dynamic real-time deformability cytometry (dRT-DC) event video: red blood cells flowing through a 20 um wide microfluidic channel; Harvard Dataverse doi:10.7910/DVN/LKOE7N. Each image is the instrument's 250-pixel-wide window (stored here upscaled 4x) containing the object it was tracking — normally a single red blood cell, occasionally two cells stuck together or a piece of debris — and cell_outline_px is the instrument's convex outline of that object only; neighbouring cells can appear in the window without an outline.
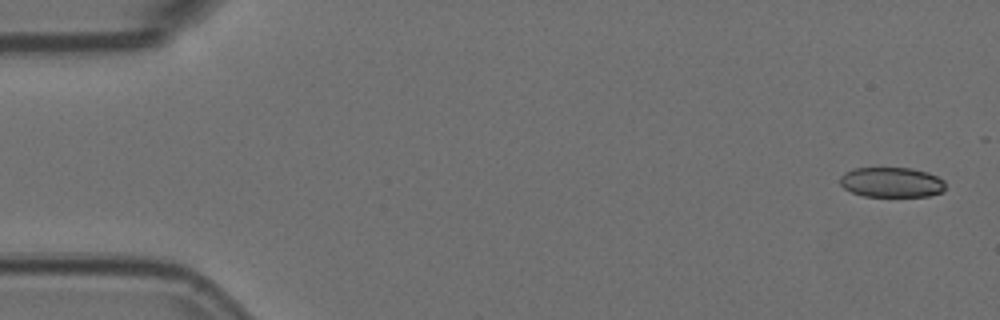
{"species": "Egyptian fruit bat (a non-hibernating species)", "species_latin": "Rousettus aegyptiacus", "temperature_condition": "room temperature", "stored_images_in_passage": 6, "camera_frame_rate_fps": 3000, "um_per_image_px": 0.085, "animal": {"sex": "female"}, "frame": {"image": 1, "passage_image": 1, "time_ms": 0.0, "image_size_px": [1000, 320], "cell_outline_px": [[944, 192], [928, 196], [864, 196], [852, 192], [844, 188], [840, 184], [840, 176], [844, 172], [852, 168], [912, 168], [928, 172], [944, 180]], "centroid_in_image_um": [75.78, 15.49], "position_along_channel_um": 9.2, "area_um2": 18.55}}
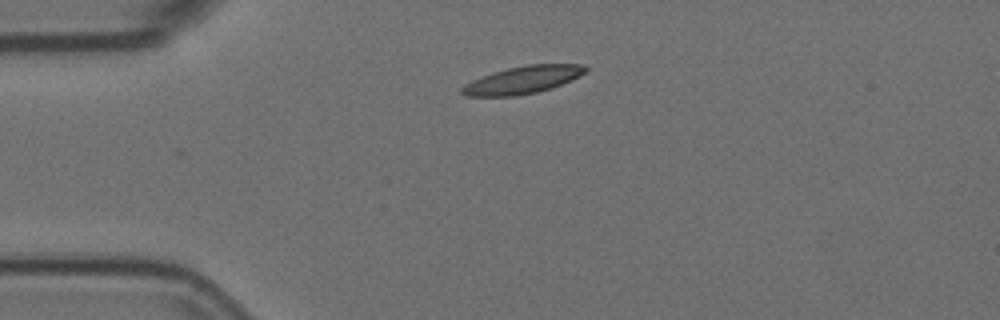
{"frame": {"image": 2, "passage_image": 6, "time_ms": 1.667, "image_size_px": [1000, 320], "cell_outline_px": [[588, 68], [580, 76], [552, 88], [536, 92], [516, 96], [468, 96], [460, 92], [460, 88], [464, 84], [472, 80], [492, 72], [508, 68], [528, 64], [584, 64]], "centroid_in_image_um": [44.42, 6.79], "position_along_channel_um": 40.6, "area_um2": 19.83}}